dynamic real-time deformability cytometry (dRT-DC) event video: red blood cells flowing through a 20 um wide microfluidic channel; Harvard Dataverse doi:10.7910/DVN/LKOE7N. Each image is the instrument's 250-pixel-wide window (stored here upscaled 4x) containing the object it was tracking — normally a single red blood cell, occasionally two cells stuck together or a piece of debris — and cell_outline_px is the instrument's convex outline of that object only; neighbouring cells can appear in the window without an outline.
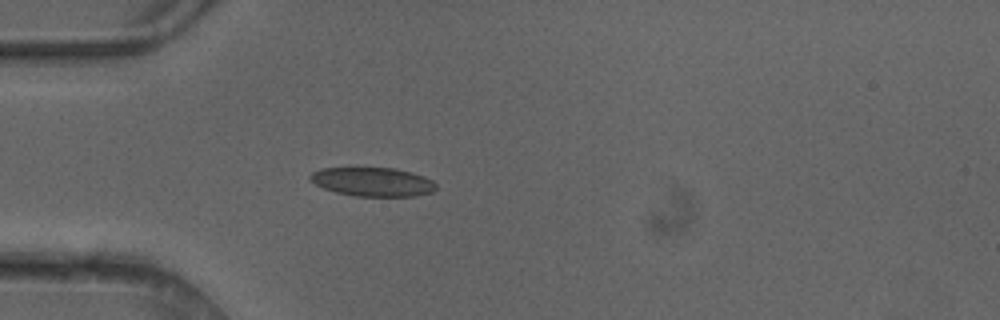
{"species": "common noctule bat (a hibernating species)", "species_latin": "Nyctalus noctula", "temperature_condition": "cold", "stored_images_in_passage": 1, "camera_frame_rate_fps": 3000, "um_per_image_px": 0.085, "animal": {"sex": "female"}, "frame": {"image": 1, "passage_image": 1, "time_ms": 0.0, "image_size_px": [1000, 320], "cell_outline_px": [[436, 188], [432, 192], [416, 196], [356, 196], [336, 192], [324, 188], [316, 184], [308, 176], [312, 172], [320, 168], [348, 164], [396, 168], [412, 172], [424, 176], [432, 180], [436, 184]], "centroid_in_image_um": [31.63, 15.39], "position_along_channel_um": 53.4, "area_um2": 22.25}}